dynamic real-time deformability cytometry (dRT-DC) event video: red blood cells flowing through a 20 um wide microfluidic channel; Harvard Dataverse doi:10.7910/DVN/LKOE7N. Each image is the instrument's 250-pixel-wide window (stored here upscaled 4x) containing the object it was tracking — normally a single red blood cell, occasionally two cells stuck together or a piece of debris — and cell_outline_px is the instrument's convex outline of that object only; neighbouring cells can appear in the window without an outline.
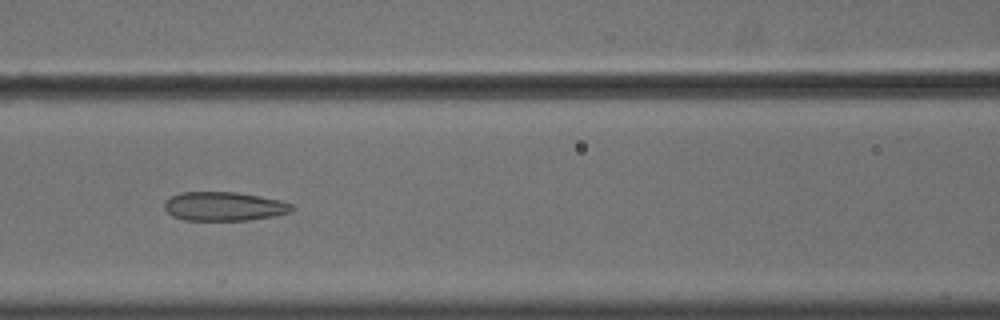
{"species": "common noctule bat (a hibernating species)", "species_latin": "Nyctalus noctula", "temperature_condition": "cold", "stored_images_in_passage": 56, "camera_frame_rate_fps": 3000, "um_per_image_px": 0.085, "animal": {"sex": "male", "body_mass_g": 18.8}, "frame": {"image": 1, "passage_image": 26, "time_ms": 8.333, "image_size_px": [1000, 320], "cell_outline_px": [[296, 208], [292, 212], [272, 216], [248, 220], [184, 220], [172, 216], [164, 208], [164, 200], [180, 192], [236, 192], [260, 196], [280, 200], [292, 204]], "centroid_in_image_um": [19.05, 17.54], "position_along_channel_um": 147.6, "area_um2": 21.62}}
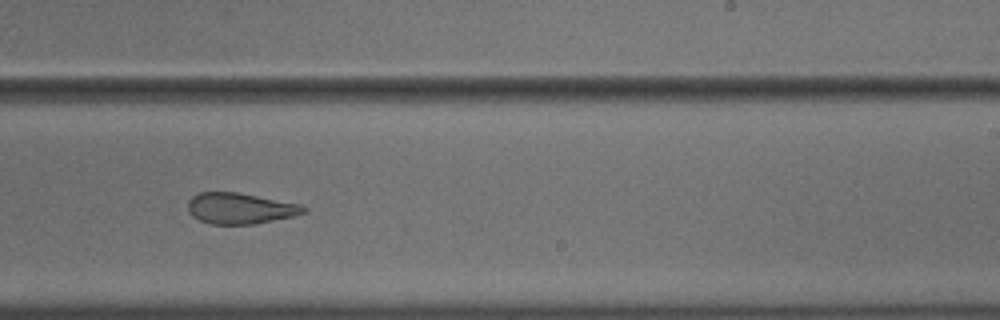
{"frame": {"image": 2, "passage_image": 36, "time_ms": 11.667, "image_size_px": [1000, 320], "cell_outline_px": [[308, 212], [292, 216], [252, 224], [208, 224], [192, 216], [188, 212], [188, 200], [192, 196], [200, 192], [236, 192], [300, 204], [308, 208]], "centroid_in_image_um": [20.38, 17.71], "position_along_channel_um": 268.6, "area_um2": 20.81}}
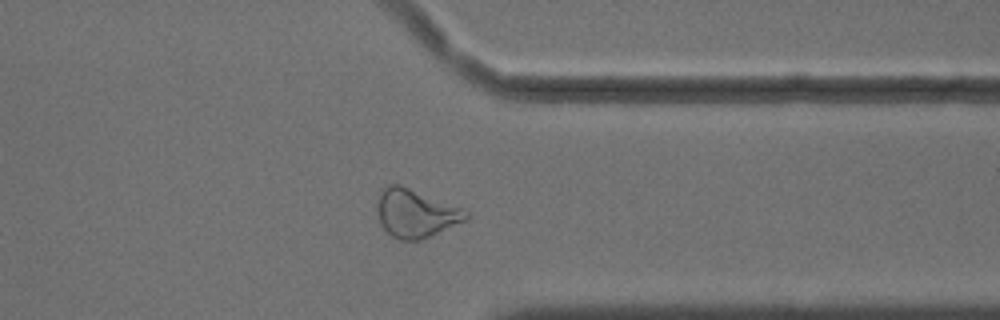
{"frame": {"image": 3, "passage_image": 45, "time_ms": 14.667, "image_size_px": [1000, 320], "cell_outline_px": [[468, 220], [420, 240], [400, 240], [392, 236], [380, 224], [376, 212], [376, 204], [380, 192], [384, 188], [392, 184], [400, 184], [464, 208], [468, 212]], "centroid_in_image_um": [35.33, 18.12], "position_along_channel_um": 376.1, "area_um2": 25.14}, "authors_computed_cell_mechanics": {"area_um2": 25.9522, "velocity_mm_per_s": 3.6437, "shape_relaxation_time_tau1_ms": null, "shape_relaxation_time_tau2_ms": 2.225, "deformation_change_tau1": null, "deformation_change_tau2": 0.1115}}